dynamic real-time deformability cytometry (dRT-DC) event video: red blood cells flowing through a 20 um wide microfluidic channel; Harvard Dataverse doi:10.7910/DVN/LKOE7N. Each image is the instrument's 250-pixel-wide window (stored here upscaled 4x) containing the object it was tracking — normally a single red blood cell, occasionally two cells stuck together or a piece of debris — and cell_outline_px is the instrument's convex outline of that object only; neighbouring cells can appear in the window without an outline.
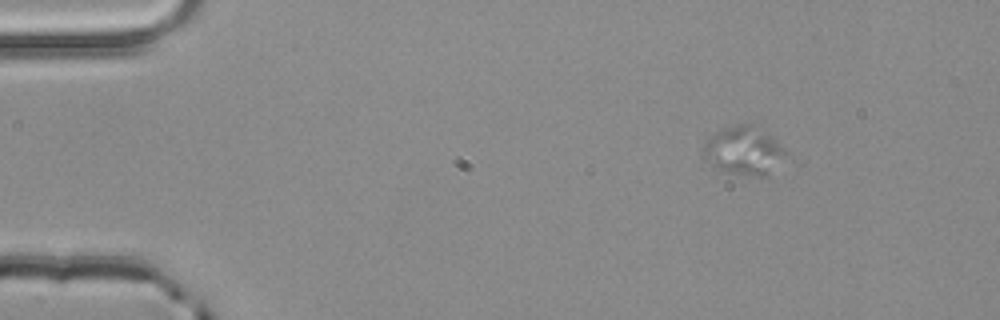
{"species": "common noctule bat (a hibernating species)", "species_latin": "Nyctalus noctula", "temperature_condition": "room temperature", "stored_images_in_passage": 4, "camera_frame_rate_fps": 3000, "um_per_image_px": 0.085, "animal": {"sex": "male", "body_mass_g": 20.4}, "frame": {"image": 1, "passage_image": 2, "time_ms": 0.333, "image_size_px": [1000, 320], "cell_outline_px": [[784, 152], [768, 176], [744, 176], [724, 172], [700, 156], [704, 144], [716, 132], [732, 124], [748, 124], [776, 140]], "centroid_in_image_um": [63.11, 12.84], "position_along_channel_um": 21.9, "area_um2": 22.48}}
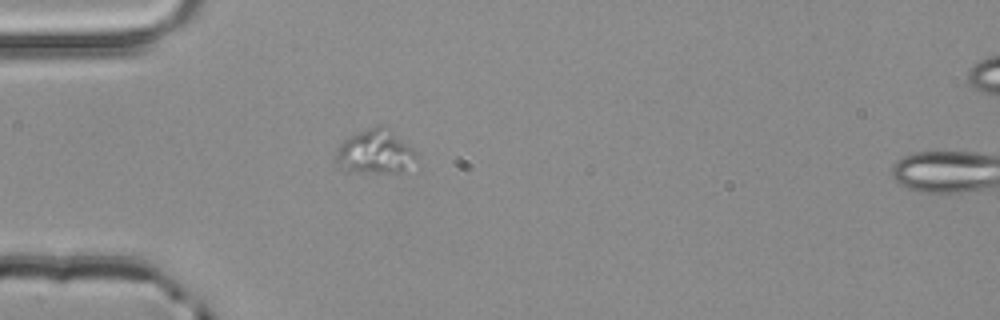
{"frame": {"image": 2, "passage_image": 3, "time_ms": 0.667, "image_size_px": [1000, 320], "cell_outline_px": [[416, 156], [404, 172], [348, 172], [336, 160], [336, 152], [340, 144], [352, 136], [368, 128], [380, 124], [412, 148], [416, 152]], "centroid_in_image_um": [31.88, 12.93], "position_along_channel_um": 53.1, "area_um2": 19.83}}